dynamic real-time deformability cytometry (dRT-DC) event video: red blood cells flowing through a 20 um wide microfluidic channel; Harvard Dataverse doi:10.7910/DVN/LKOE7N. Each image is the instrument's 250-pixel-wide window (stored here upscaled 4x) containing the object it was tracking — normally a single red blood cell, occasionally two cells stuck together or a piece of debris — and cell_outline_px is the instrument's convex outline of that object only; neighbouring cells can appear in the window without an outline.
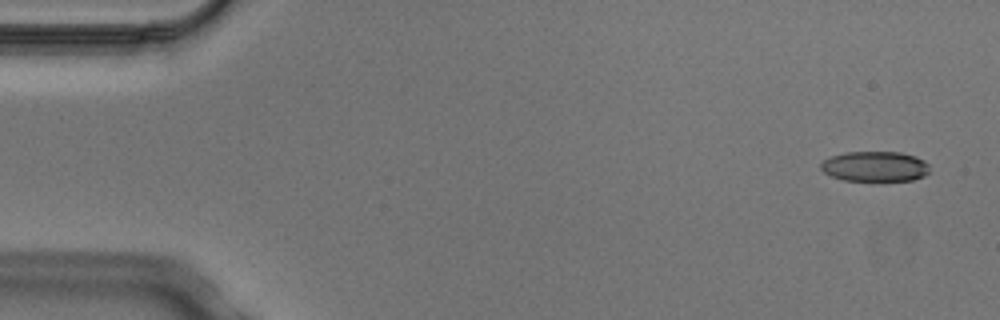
{"species": "Egyptian fruit bat (a non-hibernating species)", "species_latin": "Rousettus aegyptiacus", "temperature_condition": "cold", "stored_images_in_passage": 4, "camera_frame_rate_fps": 3000, "um_per_image_px": 0.085, "animal": {"sex": "male"}, "frame": {"image": 1, "passage_image": 1, "time_ms": 0.0, "image_size_px": [1000, 320], "cell_outline_px": [[928, 172], [924, 176], [912, 180], [844, 180], [832, 176], [824, 172], [820, 168], [820, 164], [824, 160], [832, 156], [844, 152], [900, 152], [916, 156], [924, 160], [928, 164]], "centroid_in_image_um": [74.37, 14.13], "position_along_channel_um": 10.6, "area_um2": 19.02}}
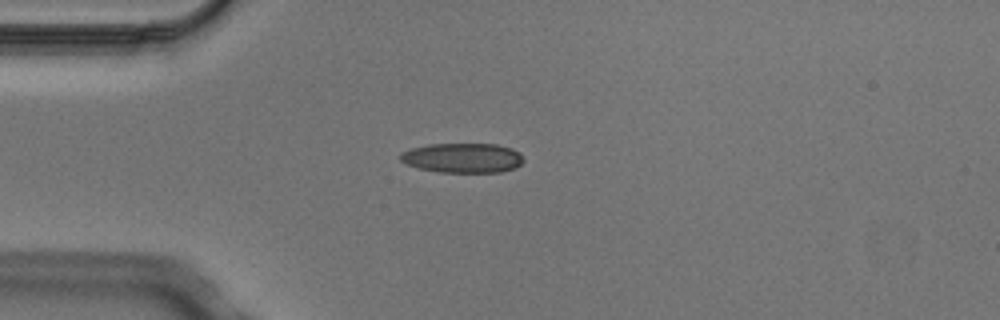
{"frame": {"image": 2, "passage_image": 4, "time_ms": 1.0, "image_size_px": [1000, 320], "cell_outline_px": [[524, 160], [516, 168], [500, 172], [440, 172], [420, 168], [408, 164], [400, 160], [400, 152], [412, 148], [428, 144], [496, 144], [512, 148], [520, 152]], "centroid_in_image_um": [39.35, 13.41], "position_along_channel_um": 45.6, "area_um2": 21.33}}